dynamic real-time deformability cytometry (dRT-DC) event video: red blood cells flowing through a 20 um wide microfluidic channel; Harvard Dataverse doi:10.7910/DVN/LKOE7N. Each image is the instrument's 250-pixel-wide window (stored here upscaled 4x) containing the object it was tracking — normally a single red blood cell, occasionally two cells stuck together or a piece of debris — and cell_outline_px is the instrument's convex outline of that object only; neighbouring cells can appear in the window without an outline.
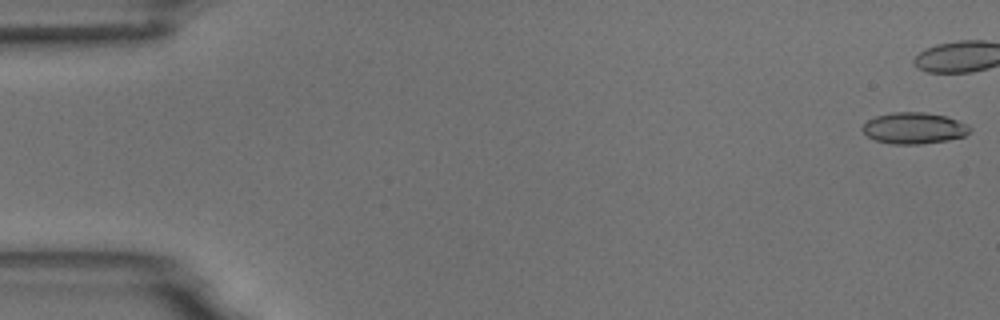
{"species": "common noctule bat (a hibernating species)", "species_latin": "Nyctalus noctula", "temperature_condition": "room temperature", "stored_images_in_passage": 7, "camera_frame_rate_fps": 3000, "um_per_image_px": 0.085, "animal": {"sex": "male", "body_mass_g": 18.8}, "frame": {"image": 1, "passage_image": 1, "time_ms": 0.0, "image_size_px": [1000, 320], "cell_outline_px": [[972, 128], [964, 136], [948, 140], [920, 144], [892, 144], [876, 140], [868, 136], [860, 128], [868, 120], [876, 116], [892, 112], [924, 112], [944, 116], [968, 124]], "centroid_in_image_um": [77.68, 10.89], "position_along_channel_um": 7.3, "area_um2": 19.48}}